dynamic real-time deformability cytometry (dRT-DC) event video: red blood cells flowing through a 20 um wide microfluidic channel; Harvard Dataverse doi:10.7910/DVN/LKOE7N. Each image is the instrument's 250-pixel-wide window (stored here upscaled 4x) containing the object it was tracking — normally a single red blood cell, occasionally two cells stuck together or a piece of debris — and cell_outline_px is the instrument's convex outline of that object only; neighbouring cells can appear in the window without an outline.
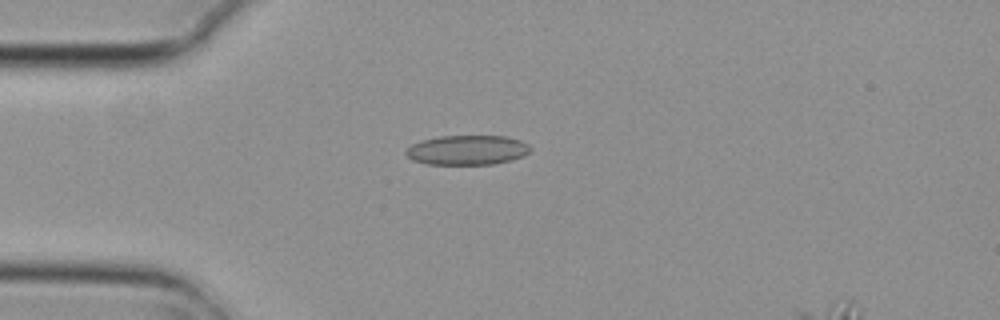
{"species": "common noctule bat (a hibernating species)", "species_latin": "Nyctalus noctula", "temperature_condition": "cold", "stored_images_in_passage": 3, "camera_frame_rate_fps": 3000, "um_per_image_px": 0.085, "animal": {"sex": "female", "body_mass_g": 29.2, "forearm_length_mm": 56.3}, "frame": {"image": 1, "passage_image": 1, "time_ms": 0.0, "image_size_px": [1000, 320], "cell_outline_px": [[532, 148], [524, 156], [512, 160], [492, 164], [428, 164], [412, 160], [404, 152], [412, 144], [420, 140], [440, 136], [508, 136], [520, 140], [528, 144]], "centroid_in_image_um": [39.73, 12.75], "position_along_channel_um": 45.3, "area_um2": 21.56}}
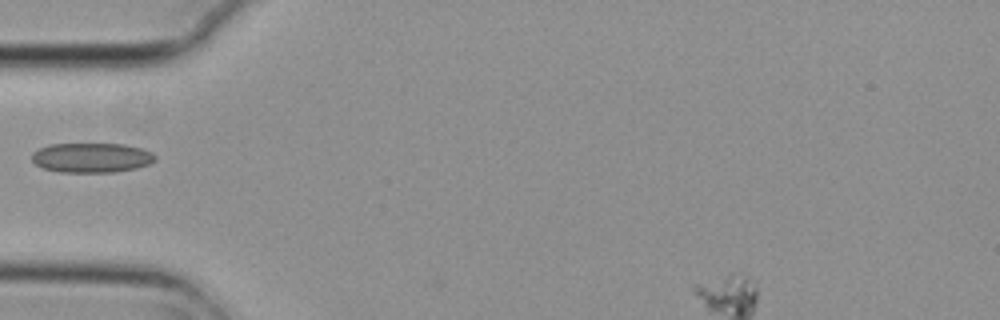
{"frame": {"image": 2, "passage_image": 2, "time_ms": 0.333, "image_size_px": [1000, 320], "cell_outline_px": [[156, 160], [148, 164], [136, 168], [116, 172], [60, 172], [44, 168], [36, 164], [32, 160], [32, 152], [48, 144], [124, 144], [144, 148], [152, 152], [156, 156]], "centroid_in_image_um": [7.81, 13.4], "position_along_channel_um": 77.2, "area_um2": 21.44}}
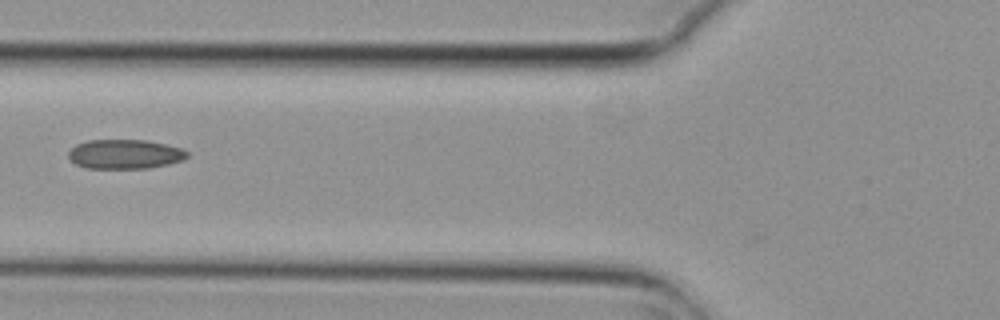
{"frame": {"image": 3, "passage_image": 3, "time_ms": 0.667, "image_size_px": [1000, 320], "cell_outline_px": [[188, 156], [184, 160], [168, 164], [148, 168], [88, 168], [76, 164], [68, 156], [68, 152], [76, 144], [88, 140], [148, 140], [184, 148], [188, 152]], "centroid_in_image_um": [10.66, 13.09], "position_along_channel_um": 115.1, "area_um2": 20.4}}